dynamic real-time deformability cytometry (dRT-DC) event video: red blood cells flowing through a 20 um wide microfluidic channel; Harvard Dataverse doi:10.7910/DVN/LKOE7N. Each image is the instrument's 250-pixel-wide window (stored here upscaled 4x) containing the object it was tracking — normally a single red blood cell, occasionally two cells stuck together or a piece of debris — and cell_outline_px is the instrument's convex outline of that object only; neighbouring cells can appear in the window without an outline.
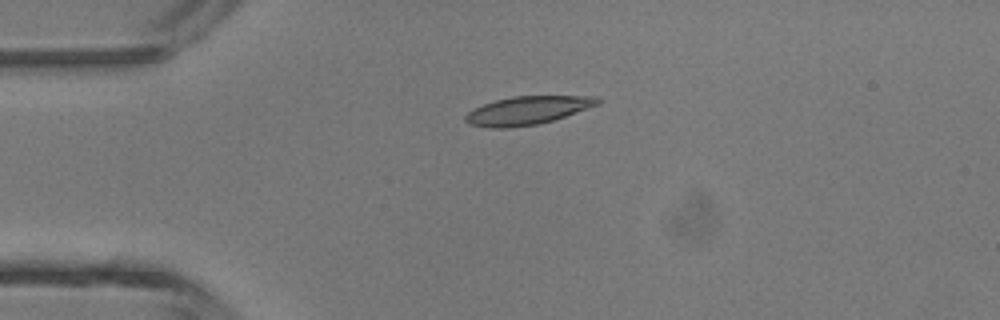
{"species": "common noctule bat (a hibernating species)", "species_latin": "Nyctalus noctula", "temperature_condition": "room temperature", "stored_images_in_passage": 36, "camera_frame_rate_fps": 3000, "um_per_image_px": 0.085, "animal": {"sex": "male", "body_mass_g": 13.3}, "frame": {"image": 1, "passage_image": 1, "time_ms": 0.0, "image_size_px": [1000, 320], "cell_outline_px": [[600, 104], [552, 120], [536, 124], [508, 128], [488, 128], [468, 124], [464, 120], [464, 116], [472, 108], [496, 100], [512, 96], [596, 96], [600, 100]], "centroid_in_image_um": [44.78, 9.39], "position_along_channel_um": 40.2, "area_um2": 21.73}}
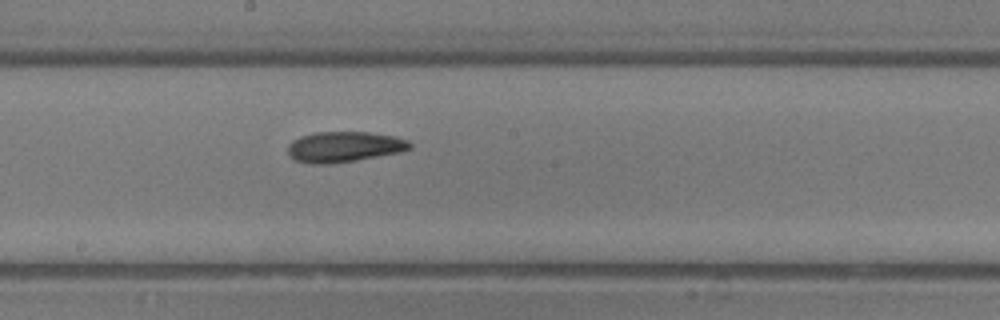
{"frame": {"image": 2, "passage_image": 15, "time_ms": 4.667, "image_size_px": [1000, 320], "cell_outline_px": [[412, 148], [400, 152], [356, 160], [332, 164], [312, 164], [292, 160], [288, 156], [288, 144], [292, 140], [300, 136], [316, 132], [368, 132], [396, 136], [408, 140], [412, 144]], "centroid_in_image_um": [29.23, 12.48], "position_along_channel_um": 219.0, "area_um2": 22.02}}
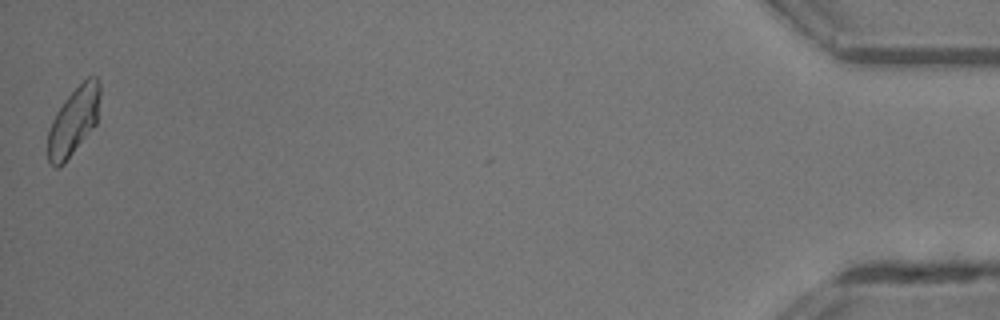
{"frame": {"image": 3, "passage_image": 36, "time_ms": 11.667, "image_size_px": [1000, 320], "cell_outline_px": [[100, 92], [96, 124], [64, 164], [60, 168], [56, 168], [48, 164], [48, 132], [52, 120], [56, 112], [64, 100], [88, 76], [96, 76], [100, 84]], "centroid_in_image_um": [6.24, 10.33], "position_along_channel_um": 429.0, "area_um2": 20.58}, "authors_computed_cell_mechanics": {"area_um2": 20.8369, "velocity_mm_per_s": 4.4242, "shape_relaxation_time_tau1_ms": 4.5993, "shape_relaxation_time_tau2_ms": 2.7173, "deformation_change_tau1": 0.1426, "deformation_change_tau2": 0.0921}}